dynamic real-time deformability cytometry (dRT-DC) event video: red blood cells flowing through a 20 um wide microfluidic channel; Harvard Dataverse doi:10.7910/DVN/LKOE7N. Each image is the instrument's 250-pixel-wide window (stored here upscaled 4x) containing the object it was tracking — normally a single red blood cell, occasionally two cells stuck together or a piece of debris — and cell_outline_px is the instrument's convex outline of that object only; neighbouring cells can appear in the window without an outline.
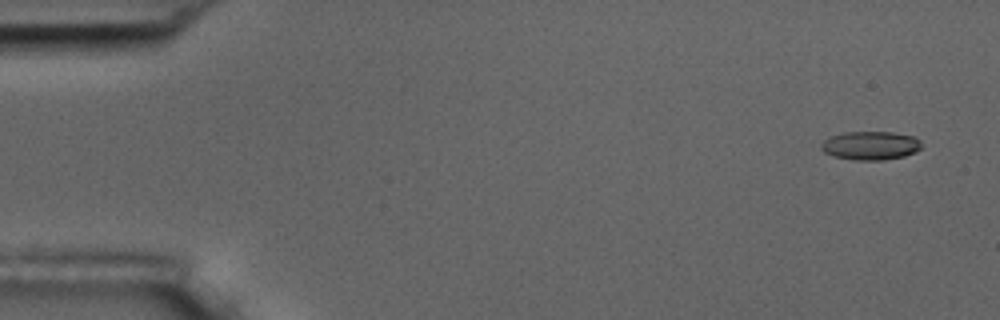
{"species": "common noctule bat (a hibernating species)", "species_latin": "Nyctalus noctula", "temperature_condition": "room temperature", "stored_images_in_passage": 4, "camera_frame_rate_fps": 3000, "um_per_image_px": 0.085, "animal": {"sex": "male", "body_mass_g": 17.5, "forearm_length_mm": 52.3}, "frame": {"image": 1, "passage_image": 1, "time_ms": 0.0, "image_size_px": [1000, 320], "cell_outline_px": [[920, 148], [916, 152], [904, 156], [884, 160], [852, 160], [832, 156], [824, 152], [820, 148], [820, 144], [824, 140], [832, 136], [844, 132], [892, 132], [912, 136], [920, 140]], "centroid_in_image_um": [73.96, 12.38], "position_along_channel_um": 11.0, "area_um2": 16.76}}
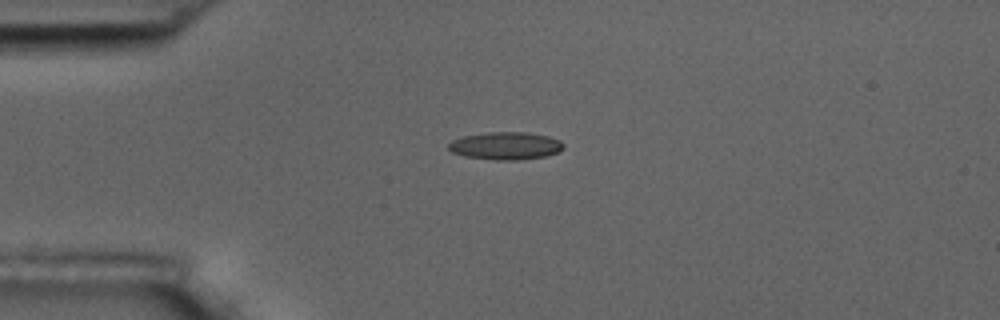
{"frame": {"image": 2, "passage_image": 4, "time_ms": 3.667, "image_size_px": [1000, 320], "cell_outline_px": [[564, 148], [560, 152], [544, 156], [516, 160], [496, 160], [464, 156], [452, 152], [448, 148], [448, 144], [452, 140], [464, 136], [488, 132], [528, 132], [548, 136], [560, 140], [564, 144]], "centroid_in_image_um": [43.0, 12.39], "position_along_channel_um": 42.0, "area_um2": 18.55}}